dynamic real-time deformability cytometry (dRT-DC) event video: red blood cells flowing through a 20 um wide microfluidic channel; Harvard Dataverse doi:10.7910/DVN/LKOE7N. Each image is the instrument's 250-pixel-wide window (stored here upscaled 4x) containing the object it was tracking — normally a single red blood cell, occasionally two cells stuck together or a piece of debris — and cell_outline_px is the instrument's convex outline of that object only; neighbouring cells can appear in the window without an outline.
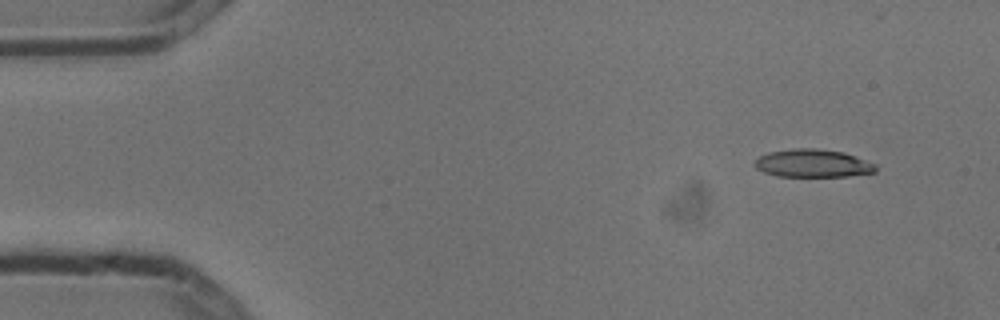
{"species": "common noctule bat (a hibernating species)", "species_latin": "Nyctalus noctula", "temperature_condition": "cold", "stored_images_in_passage": 4, "camera_frame_rate_fps": 3000, "um_per_image_px": 0.085, "animal": {"sex": "male", "body_mass_g": 13.3}, "frame": {"image": 1, "passage_image": 1, "time_ms": 0.0, "image_size_px": [1000, 320], "cell_outline_px": [[876, 172], [848, 176], [776, 176], [764, 172], [756, 168], [752, 164], [760, 156], [768, 152], [792, 148], [816, 148], [844, 152], [876, 164]], "centroid_in_image_um": [69.07, 13.88], "position_along_channel_um": 15.9, "area_um2": 19.77}}
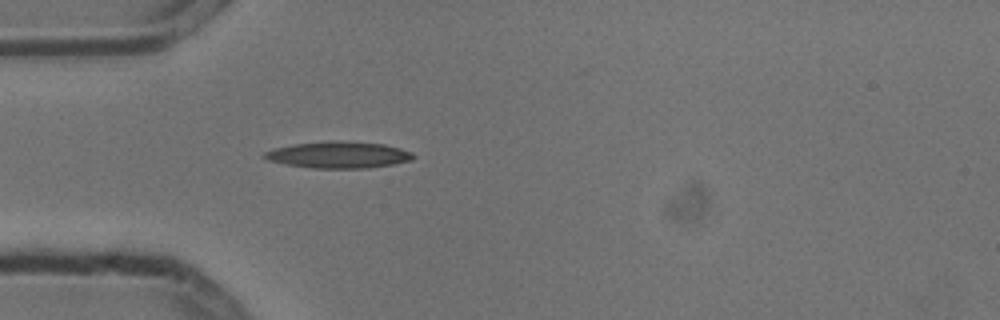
{"frame": {"image": 2, "passage_image": 4, "time_ms": 1.0, "image_size_px": [1000, 320], "cell_outline_px": [[416, 156], [412, 160], [392, 164], [368, 168], [312, 168], [284, 164], [268, 160], [260, 156], [264, 152], [272, 148], [292, 144], [328, 140], [332, 140], [384, 144], [400, 148], [412, 152]], "centroid_in_image_um": [28.73, 13.15], "position_along_channel_um": 56.3, "area_um2": 23.29}}